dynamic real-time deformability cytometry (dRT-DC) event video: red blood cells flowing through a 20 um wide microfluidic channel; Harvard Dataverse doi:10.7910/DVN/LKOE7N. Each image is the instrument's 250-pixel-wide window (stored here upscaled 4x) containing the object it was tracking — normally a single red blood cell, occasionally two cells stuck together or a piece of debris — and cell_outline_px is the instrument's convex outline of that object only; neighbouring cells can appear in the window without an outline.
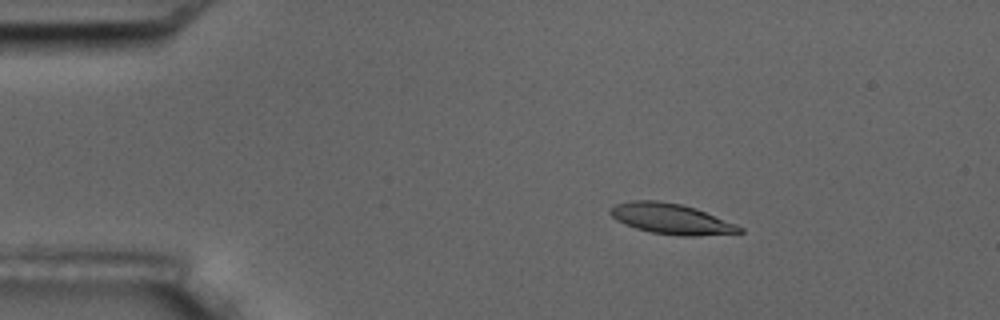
{"species": "common noctule bat (a hibernating species)", "species_latin": "Nyctalus noctula", "temperature_condition": "room temperature", "stored_images_in_passage": 3, "camera_frame_rate_fps": 3000, "um_per_image_px": 0.085, "animal": {"sex": "male", "body_mass_g": 17.5, "forearm_length_mm": 52.3}, "frame": {"image": 1, "passage_image": 1, "time_ms": 0.0, "image_size_px": [1000, 320], "cell_outline_px": [[744, 232], [700, 236], [680, 236], [652, 232], [636, 228], [624, 224], [616, 220], [608, 212], [608, 208], [616, 204], [632, 200], [656, 200], [680, 204], [696, 208], [736, 224], [744, 228]], "centroid_in_image_um": [57.04, 18.6], "position_along_channel_um": 28.0, "area_um2": 23.06}}